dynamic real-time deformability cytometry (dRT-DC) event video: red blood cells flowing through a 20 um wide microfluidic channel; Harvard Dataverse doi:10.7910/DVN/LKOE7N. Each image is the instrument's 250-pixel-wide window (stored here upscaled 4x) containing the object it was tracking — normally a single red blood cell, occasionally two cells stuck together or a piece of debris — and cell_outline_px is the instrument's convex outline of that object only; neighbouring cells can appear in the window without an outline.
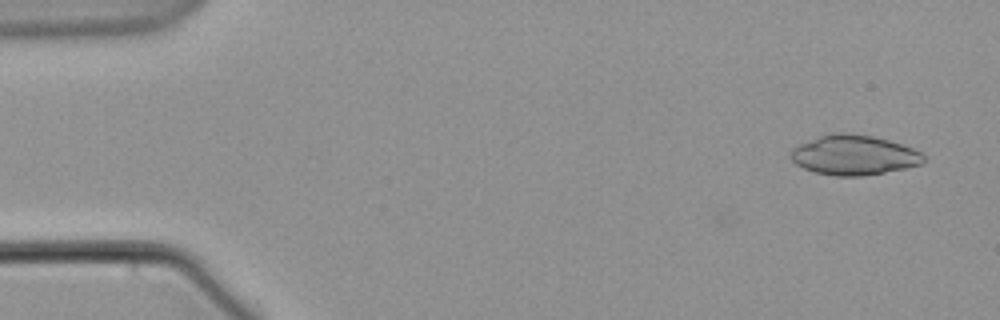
{"species": "common noctule bat (a hibernating species)", "species_latin": "Nyctalus noctula", "temperature_condition": "warm", "stored_images_in_passage": 2, "camera_frame_rate_fps": 3000, "um_per_image_px": 0.085, "animal": {"sex": "male", "body_mass_g": 21.5, "forearm_length_mm": 52.0}, "frame": {"image": 1, "passage_image": 2, "time_ms": 1.333, "image_size_px": [1000, 320], "cell_outline_px": [[924, 164], [864, 176], [836, 176], [816, 172], [804, 168], [796, 164], [792, 160], [792, 148], [800, 144], [820, 136], [832, 132], [844, 132], [872, 136], [888, 140], [912, 148], [920, 152], [924, 156]], "centroid_in_image_um": [72.6, 13.18], "position_along_channel_um": 12.4, "area_um2": 30.58}}